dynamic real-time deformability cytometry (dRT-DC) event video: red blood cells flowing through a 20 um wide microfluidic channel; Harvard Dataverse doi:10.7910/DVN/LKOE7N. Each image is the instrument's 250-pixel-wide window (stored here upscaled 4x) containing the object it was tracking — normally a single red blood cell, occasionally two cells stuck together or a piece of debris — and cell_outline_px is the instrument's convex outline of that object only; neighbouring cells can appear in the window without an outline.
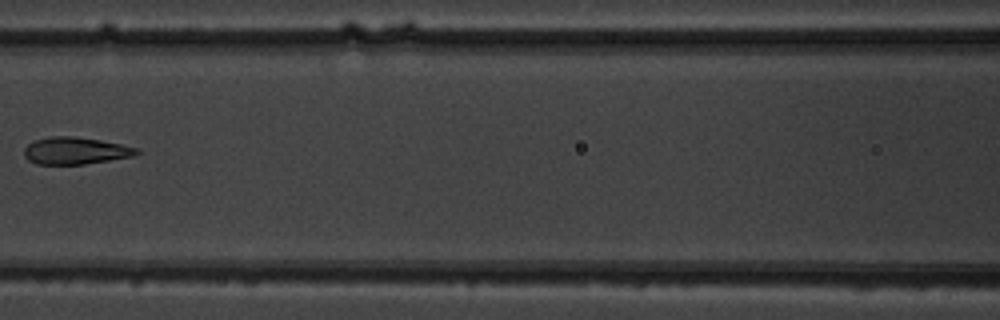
{"species": "common noctule bat (a hibernating species)", "species_latin": "Nyctalus noctula", "temperature_condition": "warm", "stored_images_in_passage": 9, "camera_frame_rate_fps": 3000, "um_per_image_px": 0.085, "animal": {"sex": "male", "body_mass_g": 19.5, "forearm_length_mm": 54.6}, "frame": {"image": 1, "passage_image": 7, "time_ms": 7.333, "image_size_px": [1000, 320], "cell_outline_px": [[140, 152], [132, 156], [84, 164], [36, 164], [28, 160], [24, 156], [24, 148], [28, 144], [36, 140], [52, 136], [72, 136], [100, 140], [140, 148]], "centroid_in_image_um": [6.4, 12.81], "position_along_channel_um": 160.2, "area_um2": 17.63}}
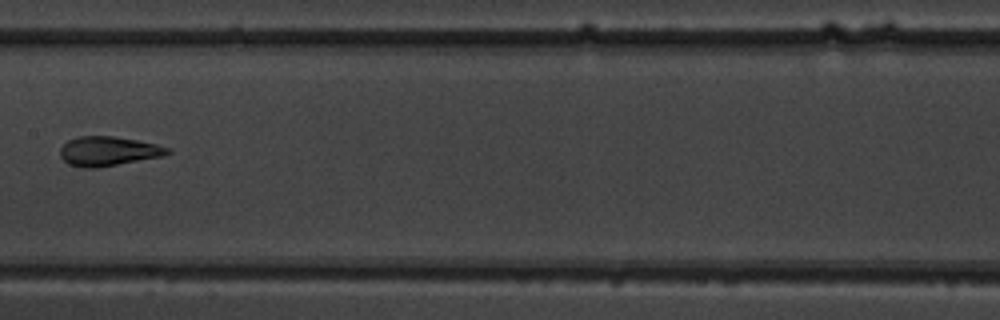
{"frame": {"image": 2, "passage_image": 8, "time_ms": 8.333, "image_size_px": [1000, 320], "cell_outline_px": [[172, 152], [160, 156], [96, 168], [80, 168], [68, 164], [60, 156], [60, 148], [68, 140], [80, 136], [112, 136], [136, 140], [156, 144], [168, 148]], "centroid_in_image_um": [9.14, 12.85], "position_along_channel_um": 198.3, "area_um2": 18.15}}
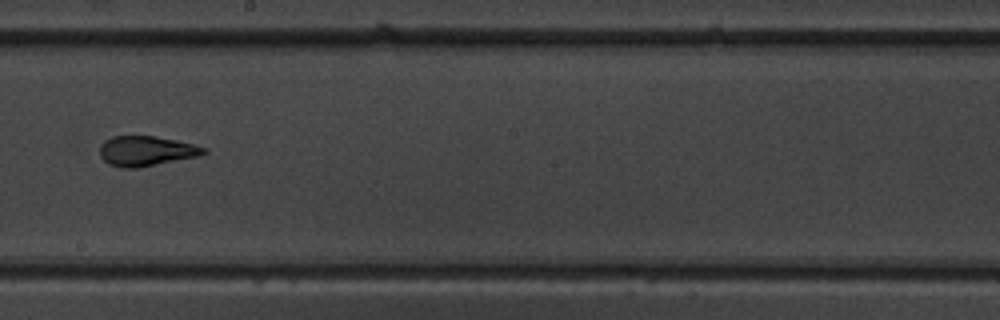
{"frame": {"image": 3, "passage_image": 9, "time_ms": 9.333, "image_size_px": [1000, 320], "cell_outline_px": [[208, 152], [200, 156], [136, 168], [124, 168], [108, 164], [100, 156], [100, 144], [104, 140], [112, 136], [156, 136], [176, 140], [208, 148]], "centroid_in_image_um": [12.43, 12.83], "position_along_channel_um": 235.8, "area_um2": 18.26}}